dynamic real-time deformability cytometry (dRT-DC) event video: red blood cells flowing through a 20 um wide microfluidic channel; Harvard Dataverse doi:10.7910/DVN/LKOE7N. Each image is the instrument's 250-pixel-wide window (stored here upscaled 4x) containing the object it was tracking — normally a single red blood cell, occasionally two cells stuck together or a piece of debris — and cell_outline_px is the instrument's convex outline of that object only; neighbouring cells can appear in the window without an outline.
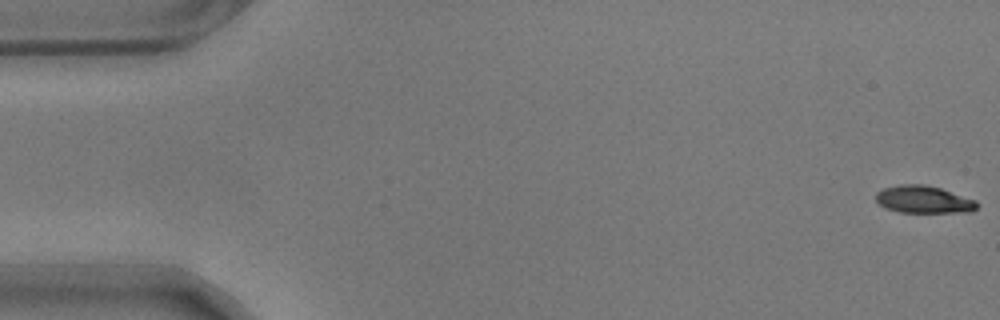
{"species": "common noctule bat (a hibernating species)", "species_latin": "Nyctalus noctula", "temperature_condition": "warm", "stored_images_in_passage": 57, "camera_frame_rate_fps": 3000, "um_per_image_px": 0.085, "animal": {"sex": "male", "body_mass_g": 17.9}, "frame": {"image": 1, "passage_image": 1, "time_ms": 0.0, "image_size_px": [1000, 320], "cell_outline_px": [[976, 208], [972, 212], [900, 212], [884, 208], [876, 200], [876, 192], [884, 188], [900, 184], [924, 184], [940, 188], [976, 200]], "centroid_in_image_um": [78.48, 16.95], "position_along_channel_um": 6.5, "area_um2": 16.07}}
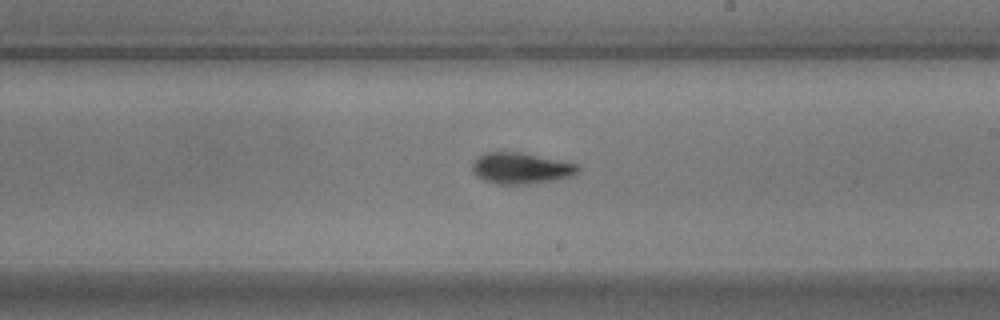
{"frame": {"image": 2, "passage_image": 33, "time_ms": 10.667, "image_size_px": [1000, 320], "cell_outline_px": [[580, 172], [572, 176], [556, 180], [520, 184], [496, 184], [476, 176], [472, 172], [472, 164], [484, 152], [520, 152], [580, 164]], "centroid_in_image_um": [44.32, 14.3], "position_along_channel_um": 244.7, "area_um2": 19.19}}
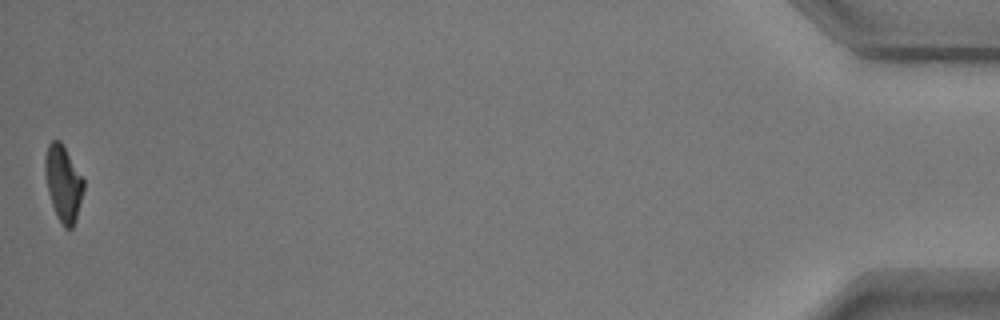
{"frame": {"image": 3, "passage_image": 57, "time_ms": 18.667, "image_size_px": [1000, 320], "cell_outline_px": [[84, 188], [76, 216], [72, 228], [64, 228], [56, 216], [48, 192], [44, 172], [44, 156], [48, 144], [52, 140], [60, 140], [84, 180]], "centroid_in_image_um": [5.34, 15.56], "position_along_channel_um": 429.9, "area_um2": 16.88}, "authors_computed_cell_mechanics": {"area_um2": 18.1492, "velocity_mm_per_s": 3.5414, "shape_relaxation_time_tau1_ms": 3.641, "shape_relaxation_time_tau2_ms": 2.6952, "deformation_change_tau1": 0.1628, "deformation_change_tau2": 0.0832}}